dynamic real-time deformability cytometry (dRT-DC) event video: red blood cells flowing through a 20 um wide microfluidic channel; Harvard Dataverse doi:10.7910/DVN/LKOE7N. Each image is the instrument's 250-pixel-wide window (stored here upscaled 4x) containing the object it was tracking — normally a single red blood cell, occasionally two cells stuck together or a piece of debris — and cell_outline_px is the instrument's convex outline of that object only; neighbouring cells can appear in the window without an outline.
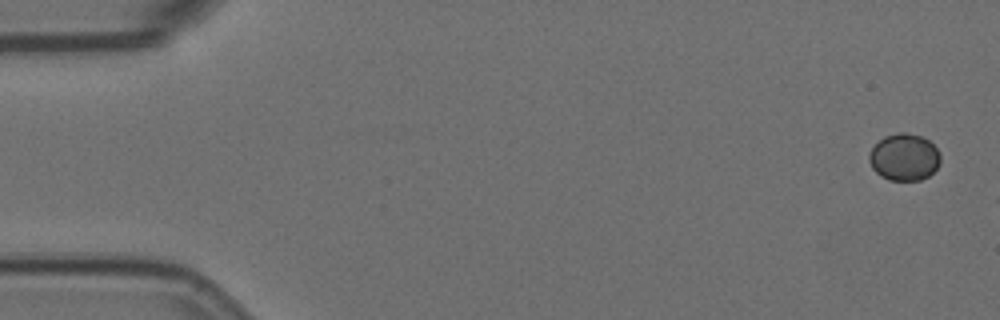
{"species": "Egyptian fruit bat (a non-hibernating species)", "species_latin": "Rousettus aegyptiacus", "temperature_condition": "room temperature", "stored_images_in_passage": 2, "camera_frame_rate_fps": 3000, "um_per_image_px": 0.085, "animal": {"sex": "female"}, "frame": {"image": 1, "passage_image": 1, "time_ms": 0.0, "image_size_px": [1000, 320], "cell_outline_px": [[940, 164], [928, 176], [920, 180], [888, 180], [880, 176], [872, 168], [868, 160], [868, 156], [872, 148], [884, 136], [900, 132], [904, 132], [920, 136], [928, 140], [936, 148], [940, 156]], "centroid_in_image_um": [76.84, 13.37], "position_along_channel_um": 8.2, "area_um2": 19.42}}